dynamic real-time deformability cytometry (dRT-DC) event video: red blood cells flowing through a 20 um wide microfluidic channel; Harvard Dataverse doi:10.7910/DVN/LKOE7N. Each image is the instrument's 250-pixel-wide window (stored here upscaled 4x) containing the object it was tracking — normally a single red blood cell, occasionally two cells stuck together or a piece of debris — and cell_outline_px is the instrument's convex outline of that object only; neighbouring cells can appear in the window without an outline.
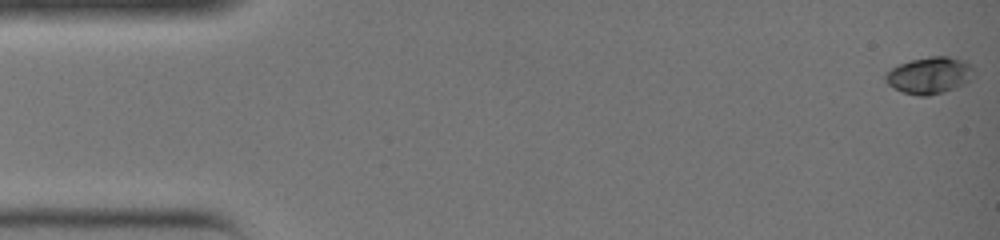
{"species": "common noctule bat (a hibernating species)", "species_latin": "Nyctalus noctula", "temperature_condition": "warm", "stored_images_in_passage": 37, "camera_frame_rate_fps": 3000, "um_per_image_px": 0.085, "animal": {"sex": "female", "body_mass_g": 19.0, "forearm_length_mm": 51.5}, "frame": {"image": 1, "passage_image": 1, "time_ms": 0.0, "image_size_px": [1000, 240], "cell_outline_px": [[972, 68], [968, 80], [964, 84], [944, 92], [928, 96], [920, 96], [904, 92], [892, 88], [884, 80], [884, 72], [900, 64], [912, 60], [928, 56], [948, 56], [968, 60], [972, 64]], "centroid_in_image_um": [78.97, 6.39], "position_along_channel_um": 6.0, "area_um2": 18.96}}
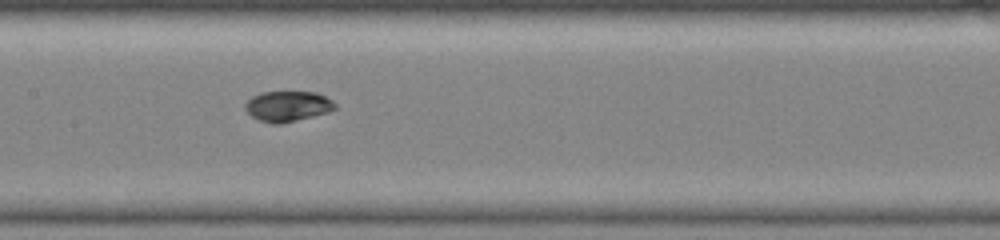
{"frame": {"image": 2, "passage_image": 19, "time_ms": 6.0, "image_size_px": [1000, 240], "cell_outline_px": [[336, 108], [328, 112], [280, 124], [272, 124], [260, 120], [252, 116], [244, 108], [244, 104], [252, 96], [260, 92], [316, 92], [332, 100], [336, 104]], "centroid_in_image_um": [24.44, 9.02], "position_along_channel_um": 183.0, "area_um2": 15.84}}
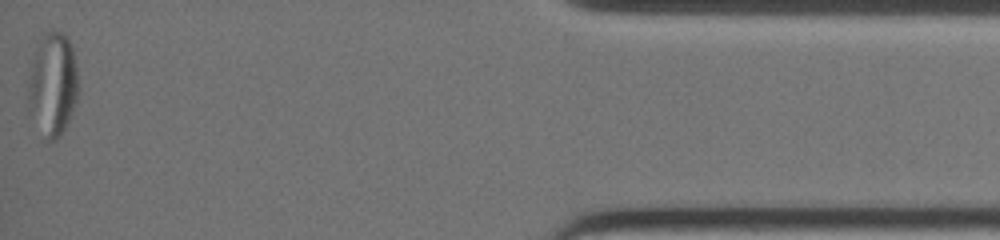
{"frame": {"image": 3, "passage_image": 37, "time_ms": 12.0, "image_size_px": [1000, 240], "cell_outline_px": [[80, 92], [72, 112], [60, 136], [56, 140], [48, 140], [28, 108], [28, 88], [32, 64], [36, 52], [44, 32], [48, 28], [52, 28], [60, 32], [68, 40], [72, 48], [76, 68]], "centroid_in_image_um": [4.51, 7.14], "position_along_channel_um": 430.7, "area_um2": 29.59}}